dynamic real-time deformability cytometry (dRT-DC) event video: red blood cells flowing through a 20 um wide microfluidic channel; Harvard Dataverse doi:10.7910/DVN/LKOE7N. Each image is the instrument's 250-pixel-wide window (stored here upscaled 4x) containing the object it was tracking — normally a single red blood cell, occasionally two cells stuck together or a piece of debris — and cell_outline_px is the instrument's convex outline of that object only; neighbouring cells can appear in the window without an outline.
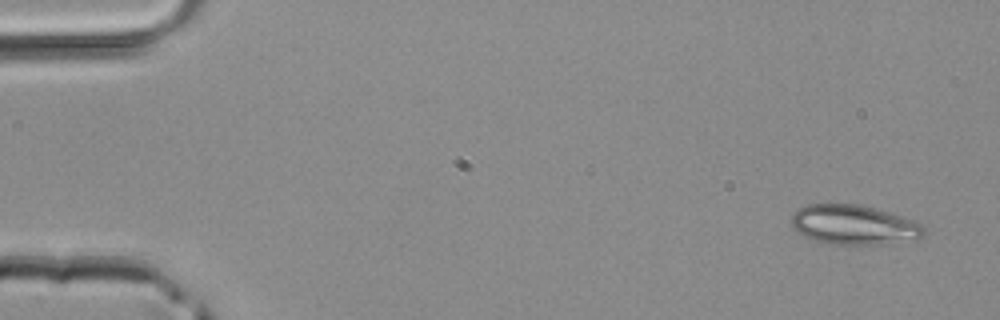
{"species": "common noctule bat (a hibernating species)", "species_latin": "Nyctalus noctula", "temperature_condition": "room temperature", "stored_images_in_passage": 4, "camera_frame_rate_fps": 3000, "um_per_image_px": 0.085, "animal": {"sex": "male", "body_mass_g": 20.4}, "frame": {"image": 1, "passage_image": 1, "time_ms": 0.0, "image_size_px": [1000, 320], "cell_outline_px": [[928, 232], [920, 236], [876, 244], [828, 244], [804, 236], [792, 228], [792, 212], [808, 204], [860, 204], [912, 220], [920, 224]], "centroid_in_image_um": [72.48, 19.09], "position_along_channel_um": 12.5, "area_um2": 29.82}}